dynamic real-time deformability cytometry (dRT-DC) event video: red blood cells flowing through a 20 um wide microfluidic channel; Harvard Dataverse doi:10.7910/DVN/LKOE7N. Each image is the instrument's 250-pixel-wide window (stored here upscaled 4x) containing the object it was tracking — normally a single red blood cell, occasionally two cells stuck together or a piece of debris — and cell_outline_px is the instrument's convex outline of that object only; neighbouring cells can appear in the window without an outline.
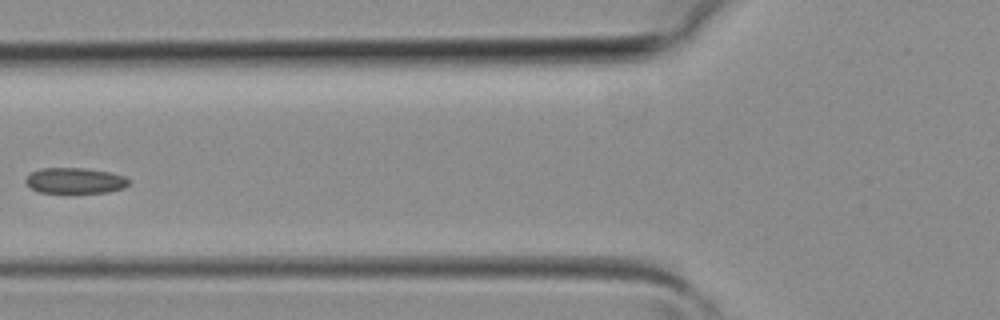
{"species": "common noctule bat (a hibernating species)", "species_latin": "Nyctalus noctula", "temperature_condition": "room temperature", "stored_images_in_passage": 4, "camera_frame_rate_fps": 3000, "um_per_image_px": 0.085, "animal": {"sex": "female", "body_mass_g": 19.3, "forearm_length_mm": 54.1}, "frame": {"image": 1, "passage_image": 4, "time_ms": 1.0, "image_size_px": [1000, 320], "cell_outline_px": [[132, 180], [124, 188], [108, 192], [40, 192], [32, 188], [24, 180], [32, 172], [40, 168], [88, 168], [112, 172], [124, 176]], "centroid_in_image_um": [6.44, 15.33], "position_along_channel_um": 119.4, "area_um2": 15.43}}